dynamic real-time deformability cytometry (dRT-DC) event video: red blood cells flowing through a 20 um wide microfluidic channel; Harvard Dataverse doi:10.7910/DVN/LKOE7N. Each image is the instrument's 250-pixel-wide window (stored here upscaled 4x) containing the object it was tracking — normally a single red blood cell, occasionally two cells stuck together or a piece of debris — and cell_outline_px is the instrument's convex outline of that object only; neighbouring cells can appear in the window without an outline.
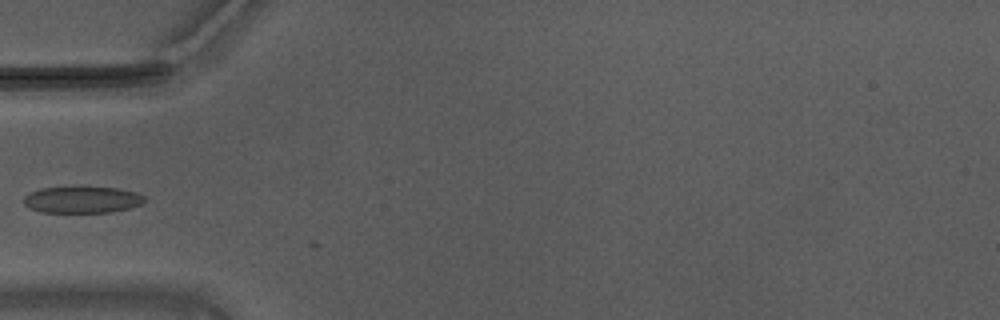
{"species": "Egyptian fruit bat (a non-hibernating species)", "species_latin": "Rousettus aegyptiacus", "temperature_condition": "warm", "stored_images_in_passage": 4, "camera_frame_rate_fps": 3000, "um_per_image_px": 0.085, "animal": {"sex": "male"}, "frame": {"image": 1, "passage_image": 1, "time_ms": 0.0, "image_size_px": [1000, 320], "cell_outline_px": [[144, 204], [112, 212], [40, 212], [28, 208], [24, 204], [24, 196], [28, 192], [40, 188], [116, 188], [136, 192], [144, 196]], "centroid_in_image_um": [6.96, 16.99], "position_along_channel_um": 78.0, "area_um2": 18.55}}